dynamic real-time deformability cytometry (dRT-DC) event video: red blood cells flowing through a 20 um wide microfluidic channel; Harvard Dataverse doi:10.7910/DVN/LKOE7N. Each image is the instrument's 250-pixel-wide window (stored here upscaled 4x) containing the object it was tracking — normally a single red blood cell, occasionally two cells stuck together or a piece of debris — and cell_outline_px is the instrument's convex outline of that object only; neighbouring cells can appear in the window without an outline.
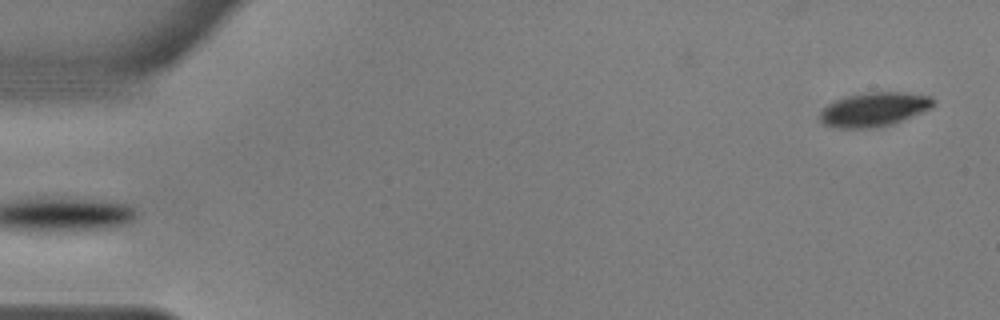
{"species": "common noctule bat (a hibernating species)", "species_latin": "Nyctalus noctula", "temperature_condition": "warm", "stored_images_in_passage": 50, "camera_frame_rate_fps": 3000, "um_per_image_px": 0.085, "animal": {"sex": "male", "body_mass_g": 17.9, "forearm_length_mm": 54.2}, "frame": {"image": 1, "passage_image": 1, "time_ms": 0.0, "image_size_px": [1000, 320], "cell_outline_px": [[936, 100], [932, 108], [892, 124], [876, 128], [832, 128], [824, 124], [820, 120], [820, 112], [828, 104], [836, 100], [848, 96], [868, 92], [904, 92], [932, 96]], "centroid_in_image_um": [74.32, 9.3], "position_along_channel_um": 10.7, "area_um2": 22.6}}
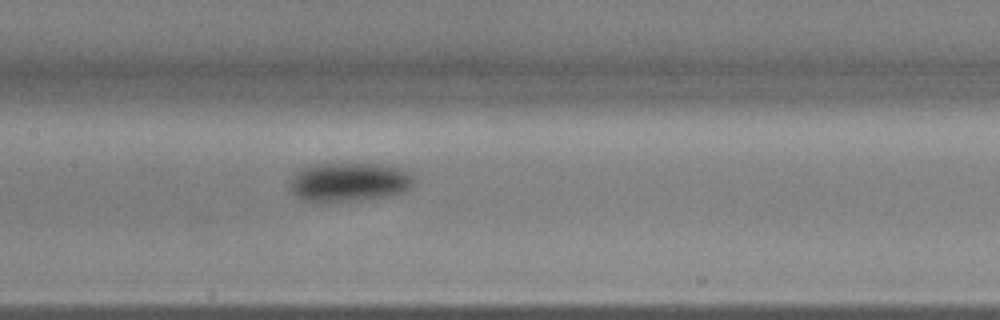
{"frame": {"image": 2, "passage_image": 26, "time_ms": 8.333, "image_size_px": [1000, 320], "cell_outline_px": [[416, 180], [412, 188], [404, 192], [384, 196], [360, 200], [300, 200], [288, 188], [292, 176], [300, 168], [308, 164], [380, 164], [400, 168], [408, 172]], "centroid_in_image_um": [29.67, 15.45], "position_along_channel_um": 177.7, "area_um2": 28.09}}
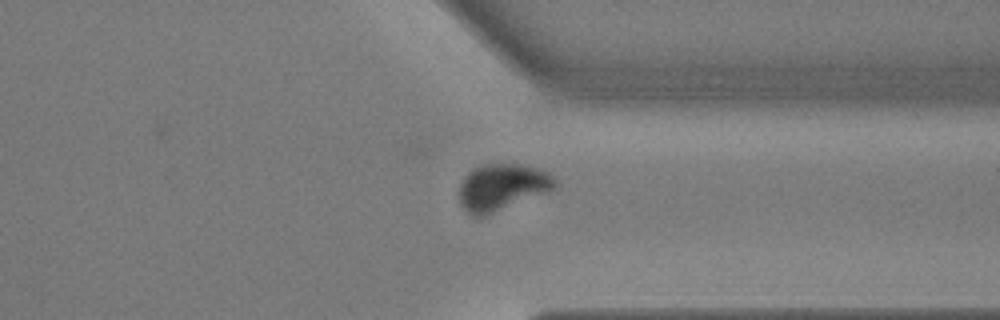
{"frame": {"image": 3, "passage_image": 42, "time_ms": 13.667, "image_size_px": [1000, 320], "cell_outline_px": [[556, 188], [548, 192], [484, 216], [472, 216], [460, 204], [460, 184], [464, 176], [472, 168], [480, 164], [520, 164], [540, 168], [548, 172], [556, 180]], "centroid_in_image_um": [42.68, 15.89], "position_along_channel_um": 368.7, "area_um2": 26.13}, "authors_computed_cell_mechanics": {"area_um2": 27.1082, "velocity_mm_per_s": 3.601, "shape_relaxation_time_tau1_ms": 3.9227, "shape_relaxation_time_tau2_ms": 0.8522, "deformation_change_tau1": 0.1389, "deformation_change_tau2": 0.0343}}